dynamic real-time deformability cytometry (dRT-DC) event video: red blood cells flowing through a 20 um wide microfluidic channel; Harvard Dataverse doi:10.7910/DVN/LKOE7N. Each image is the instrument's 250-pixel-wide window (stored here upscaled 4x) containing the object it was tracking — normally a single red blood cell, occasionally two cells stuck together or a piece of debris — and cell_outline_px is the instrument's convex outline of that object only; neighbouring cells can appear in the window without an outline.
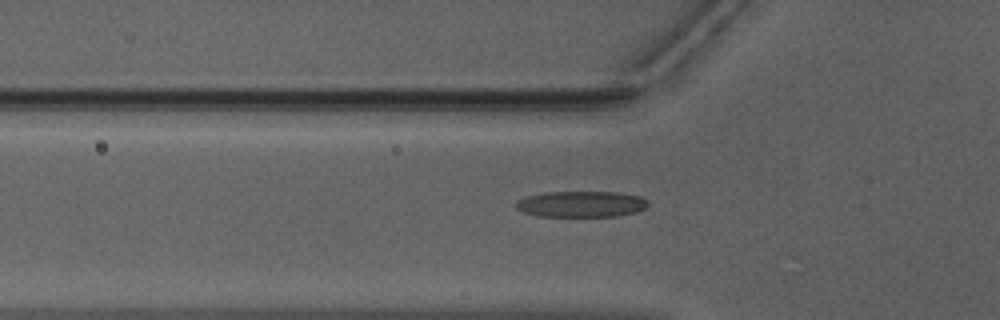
{"species": "Egyptian fruit bat (a non-hibernating species)", "species_latin": "Rousettus aegyptiacus", "temperature_condition": "warm", "stored_images_in_passage": 48, "camera_frame_rate_fps": 3000, "um_per_image_px": 0.085, "animal": {"sex": "male"}, "frame": {"image": 1, "passage_image": 18, "time_ms": 5.667, "image_size_px": [1000, 320], "cell_outline_px": [[648, 204], [644, 208], [636, 212], [616, 216], [536, 216], [524, 212], [516, 208], [516, 200], [528, 196], [548, 192], [616, 192], [640, 196], [648, 200]], "centroid_in_image_um": [49.41, 17.35], "position_along_channel_um": 76.4, "area_um2": 19.94}}
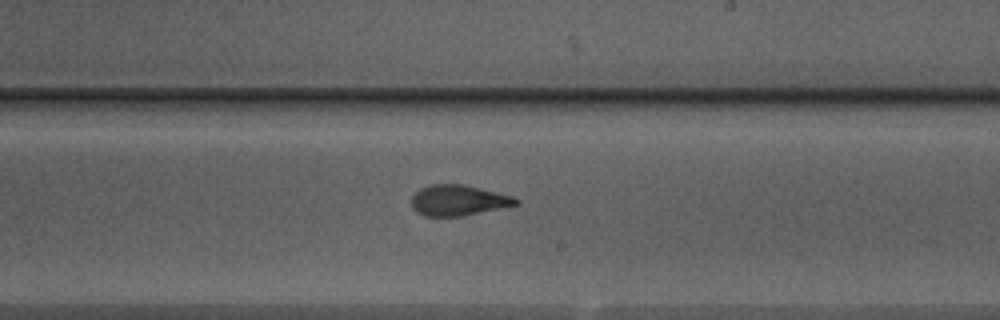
{"frame": {"image": 2, "passage_image": 31, "time_ms": 10.0, "image_size_px": [1000, 320], "cell_outline_px": [[520, 204], [464, 216], [424, 216], [416, 212], [412, 208], [412, 196], [420, 188], [432, 184], [464, 184], [512, 196], [520, 200]], "centroid_in_image_um": [38.96, 17.03], "position_along_channel_um": 250.0, "area_um2": 18.73}}
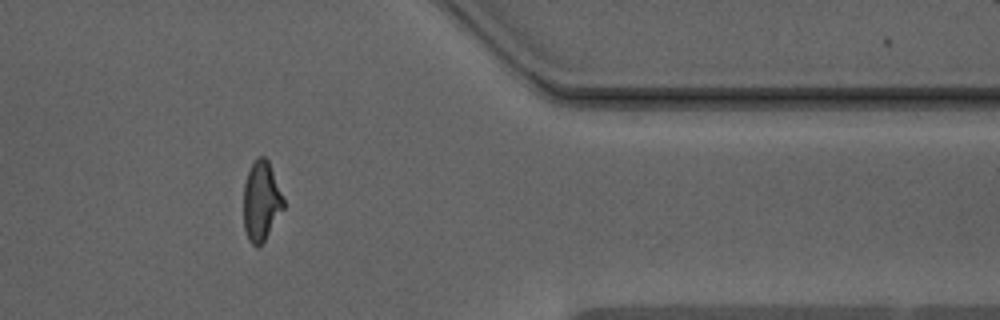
{"frame": {"image": 3, "passage_image": 43, "time_ms": 14.0, "image_size_px": [1000, 320], "cell_outline_px": [[284, 208], [264, 240], [256, 248], [248, 240], [244, 228], [244, 184], [248, 172], [256, 156], [264, 156], [268, 160], [284, 200]], "centroid_in_image_um": [22.19, 17.09], "position_along_channel_um": 389.2, "area_um2": 18.32}}